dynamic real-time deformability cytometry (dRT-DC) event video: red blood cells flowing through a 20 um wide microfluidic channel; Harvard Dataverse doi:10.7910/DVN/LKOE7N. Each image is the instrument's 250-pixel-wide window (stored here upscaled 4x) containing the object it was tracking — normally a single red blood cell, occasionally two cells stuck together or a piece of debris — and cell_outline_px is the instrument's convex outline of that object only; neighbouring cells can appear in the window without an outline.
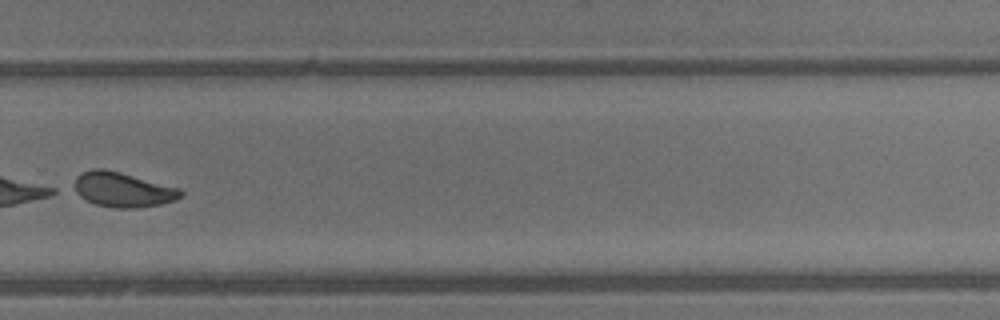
{"species": "common noctule bat (a hibernating species)", "species_latin": "Nyctalus noctula", "temperature_condition": "warm", "stored_images_in_passage": 41, "segment_of_instrument_passage": [2, 2], "camera_frame_rate_fps": 3000, "um_per_image_px": 0.085, "animal": {"sex": "male", "body_mass_g": 13.3}, "frame": {"image": 1, "passage_image": 29, "time_ms": 9.333, "image_size_px": [1000, 320], "cell_outline_px": [[184, 192], [176, 200], [160, 204], [136, 208], [112, 208], [96, 204], [72, 192], [68, 188], [76, 176], [80, 172], [92, 168], [104, 168], [120, 172], [180, 188]], "centroid_in_image_um": [10.33, 16.1], "position_along_channel_um": 319.5, "area_um2": 22.08}}